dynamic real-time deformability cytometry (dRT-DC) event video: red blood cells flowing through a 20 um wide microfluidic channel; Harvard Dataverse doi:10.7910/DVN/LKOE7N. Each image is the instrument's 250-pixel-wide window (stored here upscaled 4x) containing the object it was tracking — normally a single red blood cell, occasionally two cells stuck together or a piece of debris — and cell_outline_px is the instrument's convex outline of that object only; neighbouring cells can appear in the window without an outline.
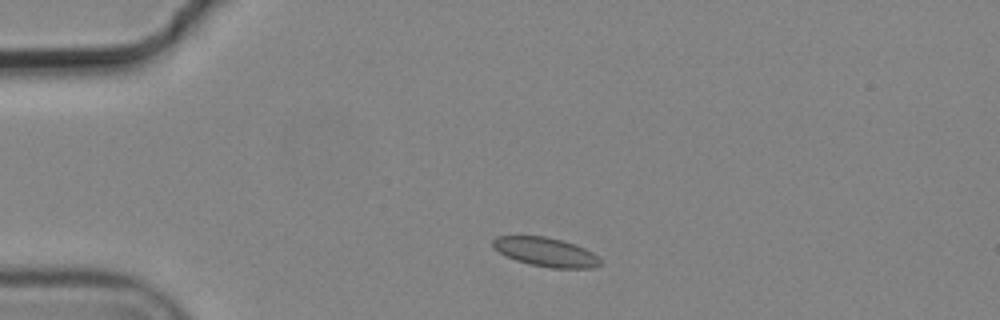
{"species": "common noctule bat (a hibernating species)", "species_latin": "Nyctalus noctula", "temperature_condition": "cold", "stored_images_in_passage": 3, "camera_frame_rate_fps": 3000, "um_per_image_px": 0.085, "animal": {"sex": "male", "body_mass_g": 19.2, "forearm_length_mm": 51.8}, "frame": {"image": 1, "passage_image": 2, "time_ms": 0.333, "image_size_px": [1000, 320], "cell_outline_px": [[600, 264], [592, 268], [552, 268], [528, 264], [516, 260], [500, 252], [492, 244], [492, 240], [496, 236], [544, 236], [560, 240], [584, 248], [592, 252], [600, 260]], "centroid_in_image_um": [46.37, 21.42], "position_along_channel_um": 38.6, "area_um2": 17.8}}